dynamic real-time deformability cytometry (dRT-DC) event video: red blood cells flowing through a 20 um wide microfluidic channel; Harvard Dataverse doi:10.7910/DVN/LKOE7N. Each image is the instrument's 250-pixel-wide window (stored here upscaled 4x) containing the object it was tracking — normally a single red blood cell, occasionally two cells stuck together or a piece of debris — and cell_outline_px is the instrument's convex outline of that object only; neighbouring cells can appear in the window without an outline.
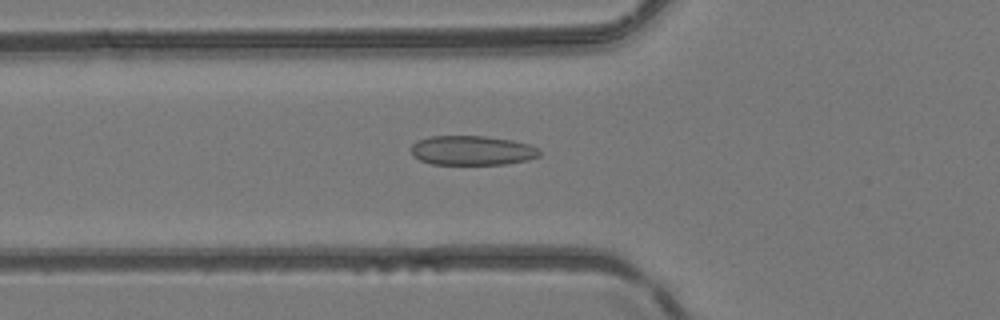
{"species": "common noctule bat (a hibernating species)", "species_latin": "Nyctalus noctula", "temperature_condition": "room temperature", "stored_images_in_passage": 51, "camera_frame_rate_fps": 3000, "um_per_image_px": 0.085, "animal": {"sex": "female", "body_mass_g": 24.6, "forearm_length_mm": 56.2}, "frame": {"image": 1, "passage_image": 19, "time_ms": 6.0, "image_size_px": [1000, 320], "cell_outline_px": [[540, 156], [528, 160], [504, 164], [432, 164], [420, 160], [412, 156], [412, 144], [416, 140], [432, 136], [484, 136], [512, 140], [528, 144], [536, 148], [540, 152]], "centroid_in_image_um": [40.11, 12.79], "position_along_channel_um": 85.7, "area_um2": 22.02}}
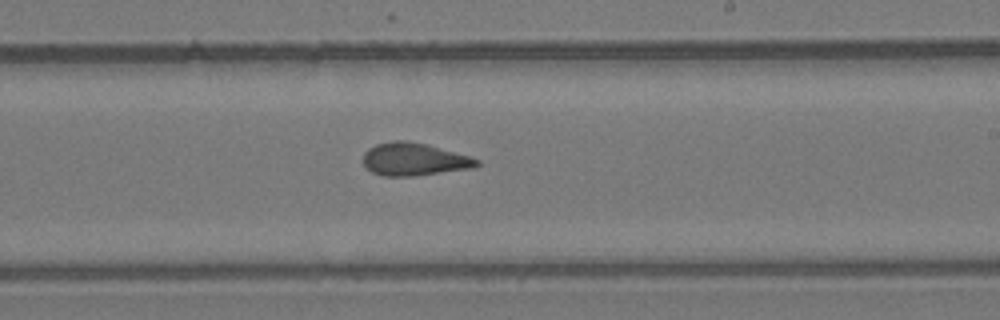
{"frame": {"image": 2, "passage_image": 31, "time_ms": 10.0, "image_size_px": [1000, 320], "cell_outline_px": [[480, 164], [472, 168], [412, 176], [384, 176], [372, 172], [364, 164], [364, 152], [368, 148], [376, 144], [392, 140], [404, 140], [428, 144], [468, 156], [480, 160]], "centroid_in_image_um": [35.18, 13.53], "position_along_channel_um": 253.8, "area_um2": 21.56}}
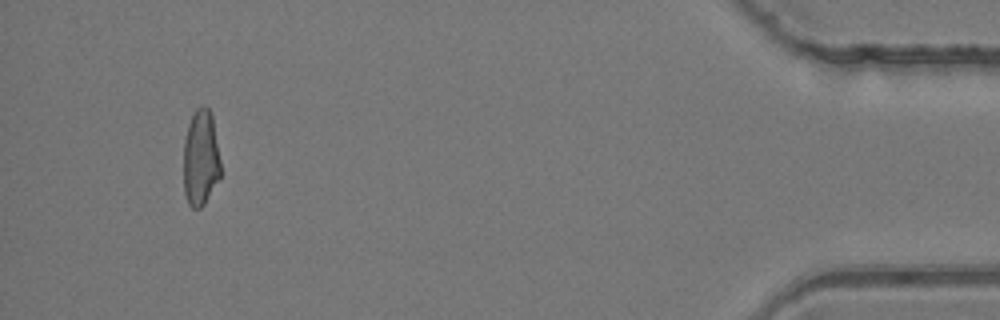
{"frame": {"image": 3, "passage_image": 48, "time_ms": 15.667, "image_size_px": [1000, 320], "cell_outline_px": [[220, 180], [204, 204], [200, 208], [192, 208], [188, 204], [184, 192], [184, 140], [188, 124], [196, 108], [204, 104], [208, 108], [212, 116], [220, 160]], "centroid_in_image_um": [17.06, 13.45], "position_along_channel_um": 418.1, "area_um2": 20.92}, "authors_computed_cell_mechanics": {"area_um2": 21.9062, "velocity_mm_per_s": 4.1933, "shape_relaxation_time_tau1_ms": null, "shape_relaxation_time_tau2_ms": 2.251, "deformation_change_tau1": null, "deformation_change_tau2": 0.0805}}